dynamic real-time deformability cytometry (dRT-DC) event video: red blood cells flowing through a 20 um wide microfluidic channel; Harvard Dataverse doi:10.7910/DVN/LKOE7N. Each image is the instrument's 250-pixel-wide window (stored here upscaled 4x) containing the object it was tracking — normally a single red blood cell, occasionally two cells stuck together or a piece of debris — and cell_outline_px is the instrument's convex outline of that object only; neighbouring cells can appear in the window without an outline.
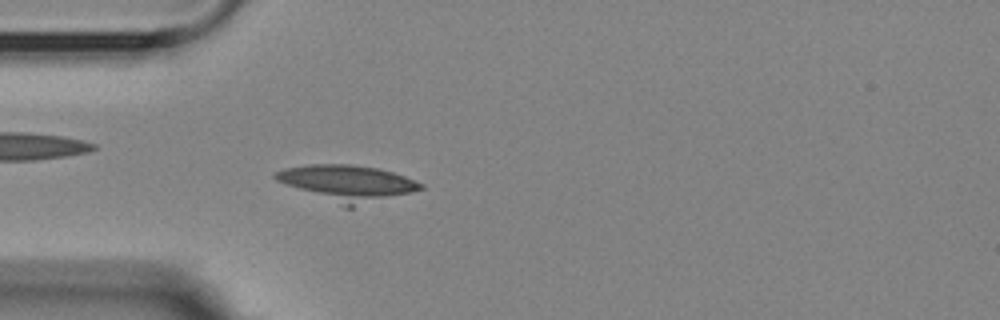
{"species": "Egyptian fruit bat (a non-hibernating species)", "species_latin": "Rousettus aegyptiacus", "temperature_condition": "room temperature", "stored_images_in_passage": 5, "camera_frame_rate_fps": 3000, "um_per_image_px": 0.085, "animal": {"sex": "female"}, "frame": {"image": 1, "passage_image": 5, "time_ms": 4.667, "image_size_px": [1000, 320], "cell_outline_px": [[424, 188], [352, 208], [344, 208], [276, 180], [272, 176], [276, 172], [284, 168], [308, 164], [352, 164], [380, 168], [404, 176], [424, 184]], "centroid_in_image_um": [29.5, 15.56], "position_along_channel_um": 55.5, "area_um2": 30.29}}